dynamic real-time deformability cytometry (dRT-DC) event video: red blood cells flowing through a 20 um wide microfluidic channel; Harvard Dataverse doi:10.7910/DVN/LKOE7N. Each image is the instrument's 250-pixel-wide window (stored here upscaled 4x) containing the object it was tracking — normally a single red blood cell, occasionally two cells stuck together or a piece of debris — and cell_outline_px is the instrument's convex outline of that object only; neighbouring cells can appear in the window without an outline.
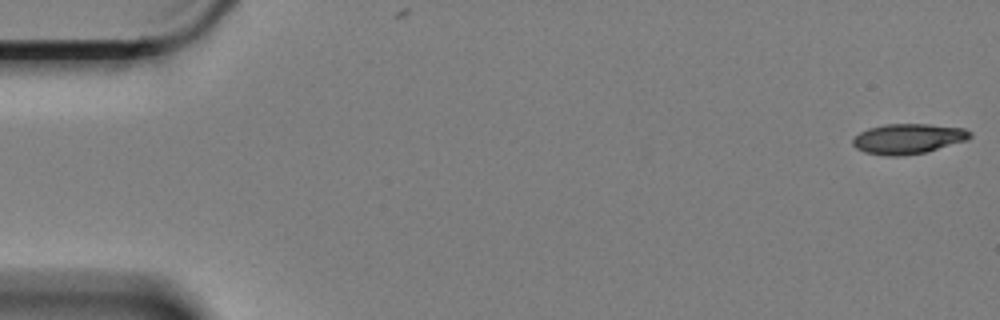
{"species": "Egyptian fruit bat (a non-hibernating species)", "species_latin": "Rousettus aegyptiacus", "temperature_condition": "cold", "stored_images_in_passage": 4, "camera_frame_rate_fps": 3000, "um_per_image_px": 0.085, "animal": {"sex": "female"}, "frame": {"image": 1, "passage_image": 1, "time_ms": 0.0, "image_size_px": [1000, 320], "cell_outline_px": [[972, 136], [968, 140], [924, 152], [900, 156], [888, 156], [864, 152], [856, 148], [852, 144], [852, 140], [860, 132], [868, 128], [884, 124], [928, 124], [964, 128], [972, 132]], "centroid_in_image_um": [77.19, 11.79], "position_along_channel_um": 7.8, "area_um2": 20.58}}